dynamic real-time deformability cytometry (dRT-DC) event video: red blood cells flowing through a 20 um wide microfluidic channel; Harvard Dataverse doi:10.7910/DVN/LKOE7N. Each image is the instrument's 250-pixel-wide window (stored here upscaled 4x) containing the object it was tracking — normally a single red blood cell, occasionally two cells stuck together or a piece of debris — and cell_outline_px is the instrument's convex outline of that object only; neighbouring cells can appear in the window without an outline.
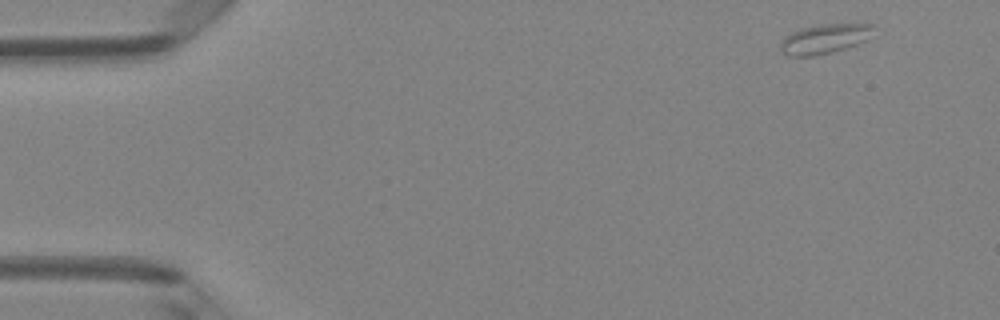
{"species": "Egyptian fruit bat (a non-hibernating species)", "species_latin": "Rousettus aegyptiacus", "temperature_condition": "room temperature", "stored_images_in_passage": 4, "camera_frame_rate_fps": 3000, "um_per_image_px": 0.085, "animal": {"sex": "female"}, "frame": {"image": 1, "passage_image": 1, "time_ms": 0.0, "image_size_px": [1000, 320], "cell_outline_px": [[876, 24], [868, 40], [832, 52], [816, 56], [788, 56], [780, 48], [780, 44], [784, 36], [800, 28], [820, 24]], "centroid_in_image_um": [70.09, 3.3], "position_along_channel_um": 14.9, "area_um2": 16.07}}
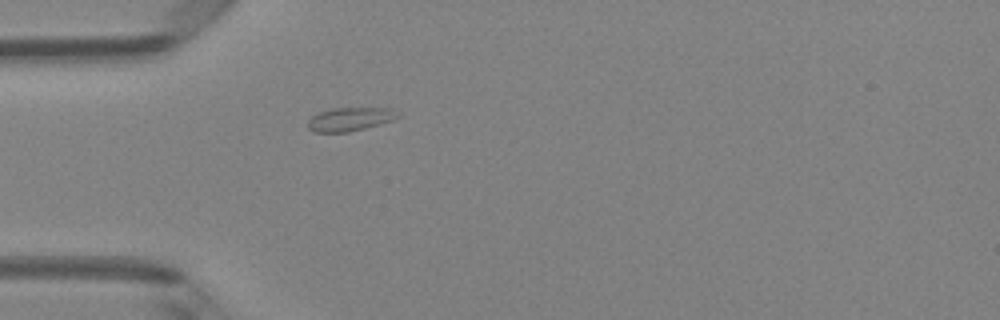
{"frame": {"image": 2, "passage_image": 4, "time_ms": 1.0, "image_size_px": [1000, 320], "cell_outline_px": [[400, 116], [392, 120], [380, 124], [348, 132], [312, 132], [308, 128], [308, 120], [316, 112], [332, 108], [392, 108]], "centroid_in_image_um": [29.7, 10.12], "position_along_channel_um": 55.3, "area_um2": 12.37}}